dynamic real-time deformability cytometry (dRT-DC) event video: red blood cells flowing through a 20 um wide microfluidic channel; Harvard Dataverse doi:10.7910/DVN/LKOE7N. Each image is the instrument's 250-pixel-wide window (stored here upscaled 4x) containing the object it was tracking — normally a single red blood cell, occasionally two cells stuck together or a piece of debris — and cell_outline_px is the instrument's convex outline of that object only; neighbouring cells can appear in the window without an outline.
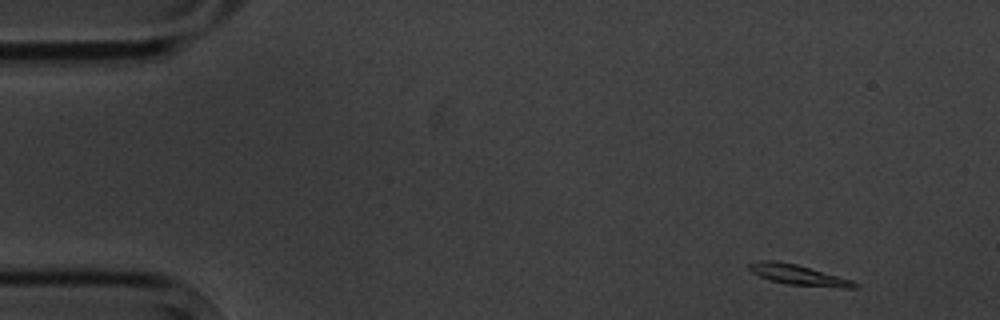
{"species": "common noctule bat (a hibernating species)", "species_latin": "Nyctalus noctula", "temperature_condition": "cold", "stored_images_in_passage": 4, "camera_frame_rate_fps": 3000, "um_per_image_px": 0.085, "animal": {"sex": "male", "body_mass_g": 20.1, "forearm_length_mm": 53.5}, "frame": {"image": 1, "passage_image": 1, "time_ms": 0.0, "image_size_px": [1000, 320], "cell_outline_px": [[860, 284], [856, 288], [840, 288], [788, 284], [772, 280], [760, 276], [752, 272], [748, 268], [748, 264], [760, 260], [776, 260], [796, 264], [852, 280]], "centroid_in_image_um": [67.88, 23.36], "position_along_channel_um": 17.1, "area_um2": 12.37}}
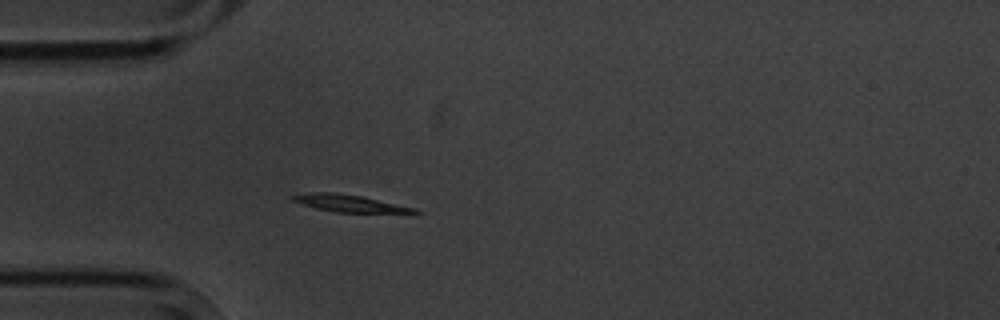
{"frame": {"image": 2, "passage_image": 4, "time_ms": 3.667, "image_size_px": [1000, 320], "cell_outline_px": [[424, 212], [336, 212], [316, 208], [300, 204], [292, 200], [288, 196], [308, 192], [328, 192], [364, 196], [416, 208]], "centroid_in_image_um": [29.63, 17.26], "position_along_channel_um": 55.4, "area_um2": 12.08}}